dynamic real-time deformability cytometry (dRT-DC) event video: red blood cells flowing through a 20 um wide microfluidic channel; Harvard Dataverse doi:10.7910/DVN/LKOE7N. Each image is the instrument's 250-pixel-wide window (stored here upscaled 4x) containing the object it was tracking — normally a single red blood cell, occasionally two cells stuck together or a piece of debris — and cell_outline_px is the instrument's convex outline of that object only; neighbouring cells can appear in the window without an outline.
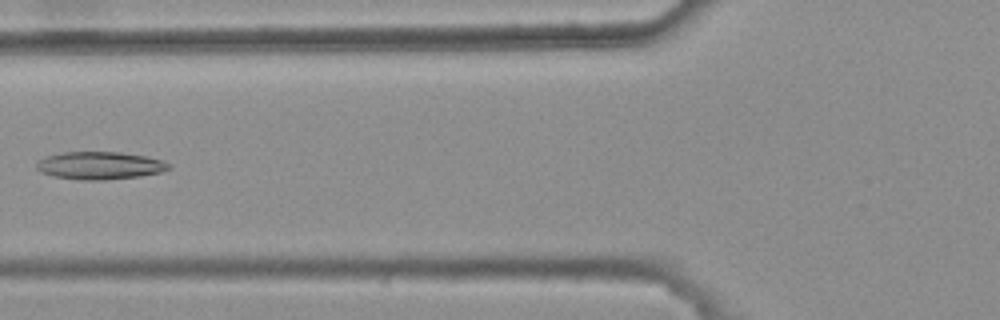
{"species": "common noctule bat (a hibernating species)", "species_latin": "Nyctalus noctula", "temperature_condition": "warm", "stored_images_in_passage": 6, "camera_frame_rate_fps": 3000, "um_per_image_px": 0.085, "animal": {"sex": "female", "body_mass_g": 25.1}, "frame": {"image": 1, "passage_image": 5, "time_ms": 1.333, "image_size_px": [1000, 320], "cell_outline_px": [[172, 168], [160, 172], [140, 176], [104, 180], [84, 180], [52, 176], [40, 172], [36, 168], [36, 160], [44, 156], [64, 152], [120, 152], [144, 156], [160, 160], [168, 164]], "centroid_in_image_um": [8.41, 14.07], "position_along_channel_um": 117.4, "area_um2": 21.33}}
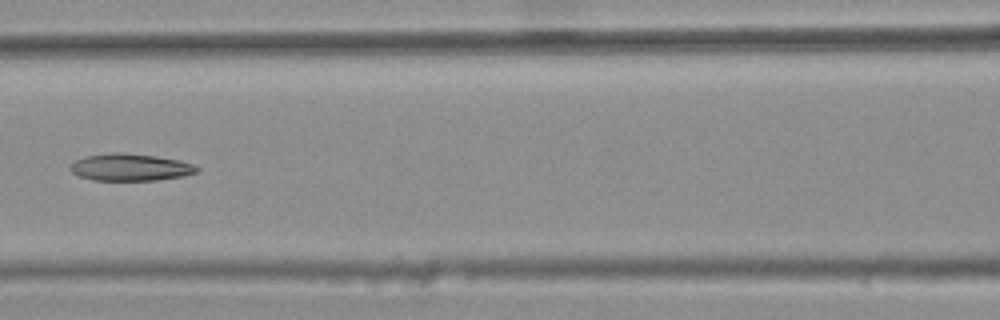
{"frame": {"image": 2, "passage_image": 6, "time_ms": 1.667, "image_size_px": [1000, 320], "cell_outline_px": [[200, 168], [196, 172], [184, 176], [156, 180], [92, 180], [80, 176], [72, 172], [68, 168], [76, 160], [84, 156], [112, 152], [120, 152], [156, 156], [180, 160], [192, 164]], "centroid_in_image_um": [11.07, 14.21], "position_along_channel_um": 155.5, "area_um2": 20.0}}